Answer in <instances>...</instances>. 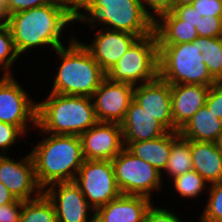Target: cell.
Masks as SVG:
<instances>
[{
	"mask_svg": "<svg viewBox=\"0 0 222 222\" xmlns=\"http://www.w3.org/2000/svg\"><path fill=\"white\" fill-rule=\"evenodd\" d=\"M9 26L17 53L29 55L35 48L55 49L64 46L66 29L75 23V9L64 0L9 15ZM48 47V48H47ZM31 51V52H30Z\"/></svg>",
	"mask_w": 222,
	"mask_h": 222,
	"instance_id": "1",
	"label": "cell"
},
{
	"mask_svg": "<svg viewBox=\"0 0 222 222\" xmlns=\"http://www.w3.org/2000/svg\"><path fill=\"white\" fill-rule=\"evenodd\" d=\"M36 129L43 138L36 144H29L33 148L30 154L39 186L44 190L54 183L74 181L85 160L80 137L49 134L38 127Z\"/></svg>",
	"mask_w": 222,
	"mask_h": 222,
	"instance_id": "2",
	"label": "cell"
},
{
	"mask_svg": "<svg viewBox=\"0 0 222 222\" xmlns=\"http://www.w3.org/2000/svg\"><path fill=\"white\" fill-rule=\"evenodd\" d=\"M76 36H67L70 37L67 46L53 51L61 62L55 69L49 92L92 97L107 74Z\"/></svg>",
	"mask_w": 222,
	"mask_h": 222,
	"instance_id": "3",
	"label": "cell"
},
{
	"mask_svg": "<svg viewBox=\"0 0 222 222\" xmlns=\"http://www.w3.org/2000/svg\"><path fill=\"white\" fill-rule=\"evenodd\" d=\"M124 31L139 38L154 32V20L141 0H84L75 9V23Z\"/></svg>",
	"mask_w": 222,
	"mask_h": 222,
	"instance_id": "4",
	"label": "cell"
},
{
	"mask_svg": "<svg viewBox=\"0 0 222 222\" xmlns=\"http://www.w3.org/2000/svg\"><path fill=\"white\" fill-rule=\"evenodd\" d=\"M97 122L91 97L49 92L37 100V127L42 132L80 136Z\"/></svg>",
	"mask_w": 222,
	"mask_h": 222,
	"instance_id": "5",
	"label": "cell"
},
{
	"mask_svg": "<svg viewBox=\"0 0 222 222\" xmlns=\"http://www.w3.org/2000/svg\"><path fill=\"white\" fill-rule=\"evenodd\" d=\"M158 76L169 84L211 86L210 75L199 49V42L158 44Z\"/></svg>",
	"mask_w": 222,
	"mask_h": 222,
	"instance_id": "6",
	"label": "cell"
},
{
	"mask_svg": "<svg viewBox=\"0 0 222 222\" xmlns=\"http://www.w3.org/2000/svg\"><path fill=\"white\" fill-rule=\"evenodd\" d=\"M114 82L138 86L158 77V41L155 32L138 38L107 73Z\"/></svg>",
	"mask_w": 222,
	"mask_h": 222,
	"instance_id": "7",
	"label": "cell"
},
{
	"mask_svg": "<svg viewBox=\"0 0 222 222\" xmlns=\"http://www.w3.org/2000/svg\"><path fill=\"white\" fill-rule=\"evenodd\" d=\"M112 165L122 194L152 199L154 192L162 191L164 185L166 186L156 168L134 156L126 148L112 160Z\"/></svg>",
	"mask_w": 222,
	"mask_h": 222,
	"instance_id": "8",
	"label": "cell"
},
{
	"mask_svg": "<svg viewBox=\"0 0 222 222\" xmlns=\"http://www.w3.org/2000/svg\"><path fill=\"white\" fill-rule=\"evenodd\" d=\"M0 75V122L15 125L28 135L37 128V101L15 75Z\"/></svg>",
	"mask_w": 222,
	"mask_h": 222,
	"instance_id": "9",
	"label": "cell"
},
{
	"mask_svg": "<svg viewBox=\"0 0 222 222\" xmlns=\"http://www.w3.org/2000/svg\"><path fill=\"white\" fill-rule=\"evenodd\" d=\"M74 182L94 210L122 194L116 182L112 160H84Z\"/></svg>",
	"mask_w": 222,
	"mask_h": 222,
	"instance_id": "10",
	"label": "cell"
},
{
	"mask_svg": "<svg viewBox=\"0 0 222 222\" xmlns=\"http://www.w3.org/2000/svg\"><path fill=\"white\" fill-rule=\"evenodd\" d=\"M0 182L16 199L23 201L35 199L43 193L30 152L18 161L10 154L0 155Z\"/></svg>",
	"mask_w": 222,
	"mask_h": 222,
	"instance_id": "11",
	"label": "cell"
},
{
	"mask_svg": "<svg viewBox=\"0 0 222 222\" xmlns=\"http://www.w3.org/2000/svg\"><path fill=\"white\" fill-rule=\"evenodd\" d=\"M43 193L52 202L58 222H94L95 210L74 181L54 183Z\"/></svg>",
	"mask_w": 222,
	"mask_h": 222,
	"instance_id": "12",
	"label": "cell"
},
{
	"mask_svg": "<svg viewBox=\"0 0 222 222\" xmlns=\"http://www.w3.org/2000/svg\"><path fill=\"white\" fill-rule=\"evenodd\" d=\"M134 88L130 84L114 82L106 77L91 97L98 122L120 124L133 101Z\"/></svg>",
	"mask_w": 222,
	"mask_h": 222,
	"instance_id": "13",
	"label": "cell"
},
{
	"mask_svg": "<svg viewBox=\"0 0 222 222\" xmlns=\"http://www.w3.org/2000/svg\"><path fill=\"white\" fill-rule=\"evenodd\" d=\"M85 160H113L124 148L121 125L97 122L80 136Z\"/></svg>",
	"mask_w": 222,
	"mask_h": 222,
	"instance_id": "14",
	"label": "cell"
},
{
	"mask_svg": "<svg viewBox=\"0 0 222 222\" xmlns=\"http://www.w3.org/2000/svg\"><path fill=\"white\" fill-rule=\"evenodd\" d=\"M96 30V35L92 36L93 40L84 43L78 39L87 49L91 56L98 62L100 67L107 73L126 53L129 47L139 38L124 31H114L98 27H90Z\"/></svg>",
	"mask_w": 222,
	"mask_h": 222,
	"instance_id": "15",
	"label": "cell"
},
{
	"mask_svg": "<svg viewBox=\"0 0 222 222\" xmlns=\"http://www.w3.org/2000/svg\"><path fill=\"white\" fill-rule=\"evenodd\" d=\"M133 101L168 131H173L171 86L159 76L134 88Z\"/></svg>",
	"mask_w": 222,
	"mask_h": 222,
	"instance_id": "16",
	"label": "cell"
},
{
	"mask_svg": "<svg viewBox=\"0 0 222 222\" xmlns=\"http://www.w3.org/2000/svg\"><path fill=\"white\" fill-rule=\"evenodd\" d=\"M173 131H179L206 103L210 86L170 84Z\"/></svg>",
	"mask_w": 222,
	"mask_h": 222,
	"instance_id": "17",
	"label": "cell"
},
{
	"mask_svg": "<svg viewBox=\"0 0 222 222\" xmlns=\"http://www.w3.org/2000/svg\"><path fill=\"white\" fill-rule=\"evenodd\" d=\"M154 199L121 194L95 210L94 222H144Z\"/></svg>",
	"mask_w": 222,
	"mask_h": 222,
	"instance_id": "18",
	"label": "cell"
},
{
	"mask_svg": "<svg viewBox=\"0 0 222 222\" xmlns=\"http://www.w3.org/2000/svg\"><path fill=\"white\" fill-rule=\"evenodd\" d=\"M124 142L148 141L165 135L168 130L134 101L120 123Z\"/></svg>",
	"mask_w": 222,
	"mask_h": 222,
	"instance_id": "19",
	"label": "cell"
},
{
	"mask_svg": "<svg viewBox=\"0 0 222 222\" xmlns=\"http://www.w3.org/2000/svg\"><path fill=\"white\" fill-rule=\"evenodd\" d=\"M179 135V131H168L165 135L153 140L124 142V145L131 154L152 165L162 173L170 156L172 142Z\"/></svg>",
	"mask_w": 222,
	"mask_h": 222,
	"instance_id": "20",
	"label": "cell"
},
{
	"mask_svg": "<svg viewBox=\"0 0 222 222\" xmlns=\"http://www.w3.org/2000/svg\"><path fill=\"white\" fill-rule=\"evenodd\" d=\"M193 170L208 184L222 180V154L215 142L190 140Z\"/></svg>",
	"mask_w": 222,
	"mask_h": 222,
	"instance_id": "21",
	"label": "cell"
},
{
	"mask_svg": "<svg viewBox=\"0 0 222 222\" xmlns=\"http://www.w3.org/2000/svg\"><path fill=\"white\" fill-rule=\"evenodd\" d=\"M222 133V120L215 117L207 106L201 107L180 130L179 134L188 140L216 142Z\"/></svg>",
	"mask_w": 222,
	"mask_h": 222,
	"instance_id": "22",
	"label": "cell"
},
{
	"mask_svg": "<svg viewBox=\"0 0 222 222\" xmlns=\"http://www.w3.org/2000/svg\"><path fill=\"white\" fill-rule=\"evenodd\" d=\"M154 32L158 44L190 43L198 37L196 28L181 24L172 11L162 13L154 20Z\"/></svg>",
	"mask_w": 222,
	"mask_h": 222,
	"instance_id": "23",
	"label": "cell"
},
{
	"mask_svg": "<svg viewBox=\"0 0 222 222\" xmlns=\"http://www.w3.org/2000/svg\"><path fill=\"white\" fill-rule=\"evenodd\" d=\"M171 11L181 20V24L194 26L200 37L222 36V17H215V13L197 12L189 4L173 6Z\"/></svg>",
	"mask_w": 222,
	"mask_h": 222,
	"instance_id": "24",
	"label": "cell"
},
{
	"mask_svg": "<svg viewBox=\"0 0 222 222\" xmlns=\"http://www.w3.org/2000/svg\"><path fill=\"white\" fill-rule=\"evenodd\" d=\"M193 169V161L190 151V140L179 135L172 142V149L164 171L161 173L162 180L168 182L176 176L182 175ZM165 174V175H164ZM167 174V175H166ZM164 176L165 179H164ZM168 176V177H167Z\"/></svg>",
	"mask_w": 222,
	"mask_h": 222,
	"instance_id": "25",
	"label": "cell"
},
{
	"mask_svg": "<svg viewBox=\"0 0 222 222\" xmlns=\"http://www.w3.org/2000/svg\"><path fill=\"white\" fill-rule=\"evenodd\" d=\"M196 39L210 75L216 82H222V36L213 38L198 36Z\"/></svg>",
	"mask_w": 222,
	"mask_h": 222,
	"instance_id": "26",
	"label": "cell"
},
{
	"mask_svg": "<svg viewBox=\"0 0 222 222\" xmlns=\"http://www.w3.org/2000/svg\"><path fill=\"white\" fill-rule=\"evenodd\" d=\"M20 222H58L52 202L42 193L35 199L23 201Z\"/></svg>",
	"mask_w": 222,
	"mask_h": 222,
	"instance_id": "27",
	"label": "cell"
},
{
	"mask_svg": "<svg viewBox=\"0 0 222 222\" xmlns=\"http://www.w3.org/2000/svg\"><path fill=\"white\" fill-rule=\"evenodd\" d=\"M170 181L167 184H171L172 191H176L182 200L197 199L209 188L207 181L193 169Z\"/></svg>",
	"mask_w": 222,
	"mask_h": 222,
	"instance_id": "28",
	"label": "cell"
},
{
	"mask_svg": "<svg viewBox=\"0 0 222 222\" xmlns=\"http://www.w3.org/2000/svg\"><path fill=\"white\" fill-rule=\"evenodd\" d=\"M22 58L17 53L9 26L0 21V72L3 75H14V62ZM13 71V72H12Z\"/></svg>",
	"mask_w": 222,
	"mask_h": 222,
	"instance_id": "29",
	"label": "cell"
},
{
	"mask_svg": "<svg viewBox=\"0 0 222 222\" xmlns=\"http://www.w3.org/2000/svg\"><path fill=\"white\" fill-rule=\"evenodd\" d=\"M205 208L199 217V222H222V180L209 184Z\"/></svg>",
	"mask_w": 222,
	"mask_h": 222,
	"instance_id": "30",
	"label": "cell"
},
{
	"mask_svg": "<svg viewBox=\"0 0 222 222\" xmlns=\"http://www.w3.org/2000/svg\"><path fill=\"white\" fill-rule=\"evenodd\" d=\"M24 135L27 136L19 127L0 122V155L10 154V147L20 143Z\"/></svg>",
	"mask_w": 222,
	"mask_h": 222,
	"instance_id": "31",
	"label": "cell"
},
{
	"mask_svg": "<svg viewBox=\"0 0 222 222\" xmlns=\"http://www.w3.org/2000/svg\"><path fill=\"white\" fill-rule=\"evenodd\" d=\"M154 204L153 202L147 210L144 222H186L176 214L173 208L166 209L164 206H155Z\"/></svg>",
	"mask_w": 222,
	"mask_h": 222,
	"instance_id": "32",
	"label": "cell"
},
{
	"mask_svg": "<svg viewBox=\"0 0 222 222\" xmlns=\"http://www.w3.org/2000/svg\"><path fill=\"white\" fill-rule=\"evenodd\" d=\"M57 0H5V19L22 10L42 7Z\"/></svg>",
	"mask_w": 222,
	"mask_h": 222,
	"instance_id": "33",
	"label": "cell"
},
{
	"mask_svg": "<svg viewBox=\"0 0 222 222\" xmlns=\"http://www.w3.org/2000/svg\"><path fill=\"white\" fill-rule=\"evenodd\" d=\"M205 105L215 114V117L222 120V82H216L210 86Z\"/></svg>",
	"mask_w": 222,
	"mask_h": 222,
	"instance_id": "34",
	"label": "cell"
},
{
	"mask_svg": "<svg viewBox=\"0 0 222 222\" xmlns=\"http://www.w3.org/2000/svg\"><path fill=\"white\" fill-rule=\"evenodd\" d=\"M144 10L155 20L160 14L171 11L174 0H141Z\"/></svg>",
	"mask_w": 222,
	"mask_h": 222,
	"instance_id": "35",
	"label": "cell"
},
{
	"mask_svg": "<svg viewBox=\"0 0 222 222\" xmlns=\"http://www.w3.org/2000/svg\"><path fill=\"white\" fill-rule=\"evenodd\" d=\"M23 200L17 199L13 203L0 205V222H20Z\"/></svg>",
	"mask_w": 222,
	"mask_h": 222,
	"instance_id": "36",
	"label": "cell"
},
{
	"mask_svg": "<svg viewBox=\"0 0 222 222\" xmlns=\"http://www.w3.org/2000/svg\"><path fill=\"white\" fill-rule=\"evenodd\" d=\"M191 5L197 12L215 13V17H222V0H196Z\"/></svg>",
	"mask_w": 222,
	"mask_h": 222,
	"instance_id": "37",
	"label": "cell"
},
{
	"mask_svg": "<svg viewBox=\"0 0 222 222\" xmlns=\"http://www.w3.org/2000/svg\"><path fill=\"white\" fill-rule=\"evenodd\" d=\"M17 199L11 194L6 186L0 182V205L15 202Z\"/></svg>",
	"mask_w": 222,
	"mask_h": 222,
	"instance_id": "38",
	"label": "cell"
},
{
	"mask_svg": "<svg viewBox=\"0 0 222 222\" xmlns=\"http://www.w3.org/2000/svg\"><path fill=\"white\" fill-rule=\"evenodd\" d=\"M0 18L5 20V0H0Z\"/></svg>",
	"mask_w": 222,
	"mask_h": 222,
	"instance_id": "39",
	"label": "cell"
},
{
	"mask_svg": "<svg viewBox=\"0 0 222 222\" xmlns=\"http://www.w3.org/2000/svg\"><path fill=\"white\" fill-rule=\"evenodd\" d=\"M196 0H174V6H179L183 4H189L191 5Z\"/></svg>",
	"mask_w": 222,
	"mask_h": 222,
	"instance_id": "40",
	"label": "cell"
},
{
	"mask_svg": "<svg viewBox=\"0 0 222 222\" xmlns=\"http://www.w3.org/2000/svg\"><path fill=\"white\" fill-rule=\"evenodd\" d=\"M84 0H66L74 9H76Z\"/></svg>",
	"mask_w": 222,
	"mask_h": 222,
	"instance_id": "41",
	"label": "cell"
},
{
	"mask_svg": "<svg viewBox=\"0 0 222 222\" xmlns=\"http://www.w3.org/2000/svg\"><path fill=\"white\" fill-rule=\"evenodd\" d=\"M215 143H216V145L218 147V150L222 154V133L218 136V139H217V141Z\"/></svg>",
	"mask_w": 222,
	"mask_h": 222,
	"instance_id": "42",
	"label": "cell"
}]
</instances>
